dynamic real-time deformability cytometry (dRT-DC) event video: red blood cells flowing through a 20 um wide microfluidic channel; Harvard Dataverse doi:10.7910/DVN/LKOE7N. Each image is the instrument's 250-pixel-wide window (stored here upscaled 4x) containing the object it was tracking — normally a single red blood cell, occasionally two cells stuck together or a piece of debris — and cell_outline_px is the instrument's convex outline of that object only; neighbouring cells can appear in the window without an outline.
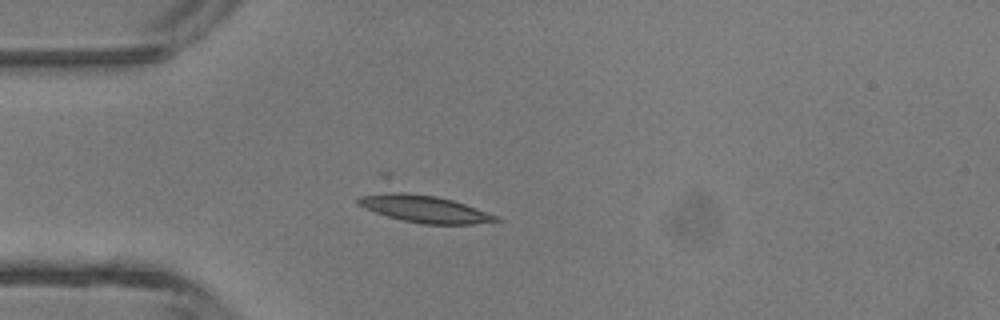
{"species": "common noctule bat (a hibernating species)", "species_latin": "Nyctalus noctula", "temperature_condition": "room temperature", "stored_images_in_passage": 3, "camera_frame_rate_fps": 3000, "um_per_image_px": 0.085, "animal": {"sex": "male", "body_mass_g": 13.3}, "frame": {"image": 1, "passage_image": 3, "time_ms": 3.333, "image_size_px": [1000, 320], "cell_outline_px": [[500, 220], [472, 224], [420, 224], [388, 216], [364, 208], [356, 204], [356, 200], [360, 196], [380, 192], [404, 192], [436, 196], [452, 200], [500, 216]], "centroid_in_image_um": [36.04, 17.75], "position_along_channel_um": 49.0, "area_um2": 21.68}}